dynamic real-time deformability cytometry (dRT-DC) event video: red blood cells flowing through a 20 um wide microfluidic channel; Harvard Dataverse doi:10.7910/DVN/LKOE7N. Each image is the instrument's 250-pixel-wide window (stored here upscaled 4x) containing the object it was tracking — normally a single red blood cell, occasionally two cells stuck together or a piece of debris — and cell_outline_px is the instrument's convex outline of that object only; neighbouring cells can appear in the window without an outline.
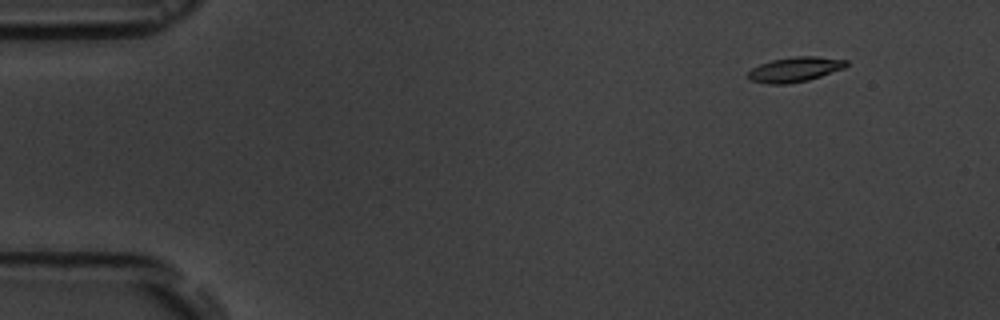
{"species": "common noctule bat (a hibernating species)", "species_latin": "Nyctalus noctula", "temperature_condition": "room temperature", "stored_images_in_passage": 5, "camera_frame_rate_fps": 3000, "um_per_image_px": 0.085, "animal": {"sex": "male", "body_mass_g": 19.5, "forearm_length_mm": 54.6}, "frame": {"image": 1, "passage_image": 2, "time_ms": 1.333, "image_size_px": [1000, 320], "cell_outline_px": [[848, 64], [844, 68], [808, 80], [784, 84], [768, 84], [752, 80], [748, 76], [748, 72], [752, 68], [760, 64], [772, 60], [796, 56], [816, 56], [848, 60]], "centroid_in_image_um": [67.58, 5.89], "position_along_channel_um": 17.4, "area_um2": 14.05}}
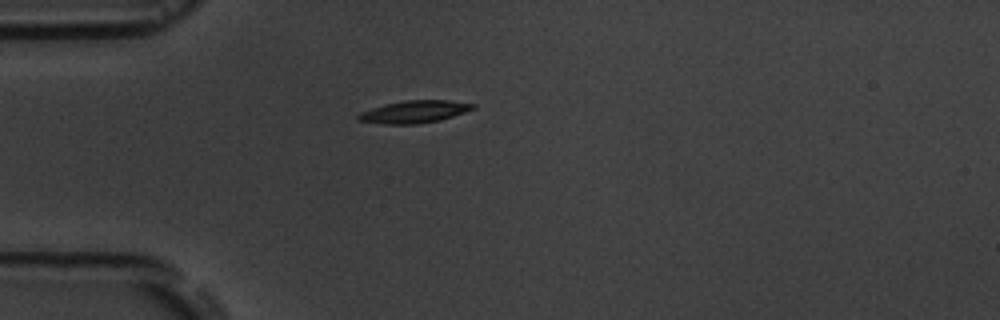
{"frame": {"image": 2, "passage_image": 5, "time_ms": 4.667, "image_size_px": [1000, 320], "cell_outline_px": [[476, 108], [440, 120], [416, 124], [384, 124], [356, 120], [356, 116], [360, 112], [384, 104], [404, 100], [448, 100], [476, 104]], "centroid_in_image_um": [35.19, 9.49], "position_along_channel_um": 49.8, "area_um2": 14.97}}